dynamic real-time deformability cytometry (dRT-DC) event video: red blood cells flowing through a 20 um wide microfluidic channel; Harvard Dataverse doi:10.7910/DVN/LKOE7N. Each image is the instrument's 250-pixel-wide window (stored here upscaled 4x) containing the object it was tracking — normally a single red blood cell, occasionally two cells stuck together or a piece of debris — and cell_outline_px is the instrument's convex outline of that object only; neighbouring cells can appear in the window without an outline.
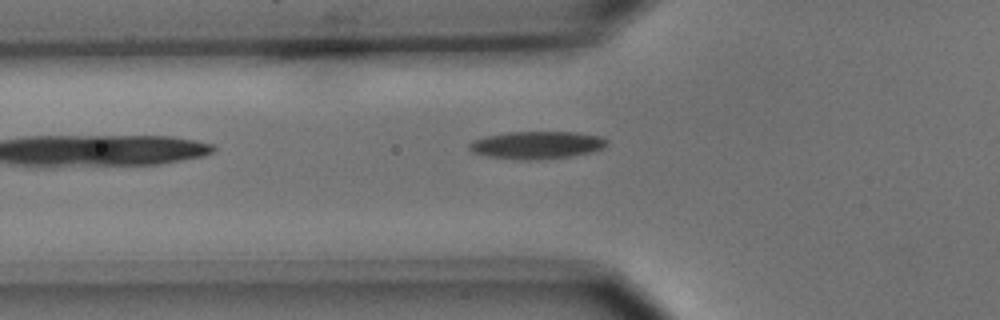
{"species": "common noctule bat (a hibernating species)", "species_latin": "Nyctalus noctula", "temperature_condition": "cold", "stored_images_in_passage": 6, "camera_frame_rate_fps": 3000, "um_per_image_px": 0.085, "animal": {"sex": "male", "body_mass_g": 15.6}, "frame": {"image": 1, "passage_image": 5, "time_ms": 4.667, "image_size_px": [1000, 320], "cell_outline_px": [[608, 144], [604, 148], [596, 152], [572, 156], [528, 160], [488, 156], [472, 152], [468, 148], [468, 144], [472, 140], [484, 136], [508, 132], [576, 132], [600, 136], [608, 140]], "centroid_in_image_um": [45.66, 12.32], "position_along_channel_um": 80.1, "area_um2": 22.25}}
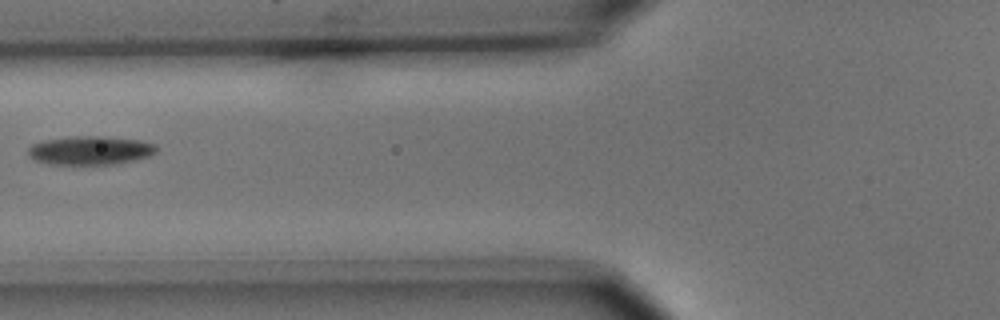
{"frame": {"image": 2, "passage_image": 6, "time_ms": 5.667, "image_size_px": [1000, 320], "cell_outline_px": [[156, 152], [148, 156], [116, 164], [48, 164], [32, 160], [28, 156], [28, 148], [32, 144], [44, 140], [68, 136], [104, 136], [140, 140], [156, 144]], "centroid_in_image_um": [7.62, 12.77], "position_along_channel_um": 118.2, "area_um2": 21.62}}